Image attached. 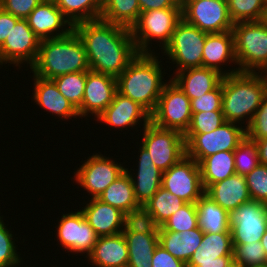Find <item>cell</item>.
Wrapping results in <instances>:
<instances>
[{"mask_svg": "<svg viewBox=\"0 0 267 267\" xmlns=\"http://www.w3.org/2000/svg\"><path fill=\"white\" fill-rule=\"evenodd\" d=\"M97 199L118 208L123 213L140 207L135 198L131 178L126 170Z\"/></svg>", "mask_w": 267, "mask_h": 267, "instance_id": "cell-31", "label": "cell"}, {"mask_svg": "<svg viewBox=\"0 0 267 267\" xmlns=\"http://www.w3.org/2000/svg\"><path fill=\"white\" fill-rule=\"evenodd\" d=\"M63 15L75 24L100 19L102 0H53Z\"/></svg>", "mask_w": 267, "mask_h": 267, "instance_id": "cell-34", "label": "cell"}, {"mask_svg": "<svg viewBox=\"0 0 267 267\" xmlns=\"http://www.w3.org/2000/svg\"><path fill=\"white\" fill-rule=\"evenodd\" d=\"M161 187L186 203H196L205 193L199 164L185 155L170 169L162 172Z\"/></svg>", "mask_w": 267, "mask_h": 267, "instance_id": "cell-15", "label": "cell"}, {"mask_svg": "<svg viewBox=\"0 0 267 267\" xmlns=\"http://www.w3.org/2000/svg\"><path fill=\"white\" fill-rule=\"evenodd\" d=\"M117 92L116 78L92 70L87 71L83 101L78 113L81 119L98 116L111 104ZM90 114V115H89Z\"/></svg>", "mask_w": 267, "mask_h": 267, "instance_id": "cell-17", "label": "cell"}, {"mask_svg": "<svg viewBox=\"0 0 267 267\" xmlns=\"http://www.w3.org/2000/svg\"><path fill=\"white\" fill-rule=\"evenodd\" d=\"M77 211L66 212L56 220L58 225L56 228V238L58 247H63L66 253L70 252L72 255L87 256L91 253L95 243L97 242L98 236L85 220L83 213L80 209ZM86 253V254H85ZM85 254V255H84Z\"/></svg>", "mask_w": 267, "mask_h": 267, "instance_id": "cell-13", "label": "cell"}, {"mask_svg": "<svg viewBox=\"0 0 267 267\" xmlns=\"http://www.w3.org/2000/svg\"><path fill=\"white\" fill-rule=\"evenodd\" d=\"M139 146L136 158L138 160L135 162L137 166L133 164L131 169L125 167V170L131 178L135 198L138 204L143 206L161 187L162 171L154 165L149 152L140 143Z\"/></svg>", "mask_w": 267, "mask_h": 267, "instance_id": "cell-21", "label": "cell"}, {"mask_svg": "<svg viewBox=\"0 0 267 267\" xmlns=\"http://www.w3.org/2000/svg\"><path fill=\"white\" fill-rule=\"evenodd\" d=\"M96 122L116 128V130L119 128L118 131H122L123 128L124 130L128 128L137 130L139 127L143 129L151 122V114L139 103L116 92L113 101L98 116Z\"/></svg>", "mask_w": 267, "mask_h": 267, "instance_id": "cell-18", "label": "cell"}, {"mask_svg": "<svg viewBox=\"0 0 267 267\" xmlns=\"http://www.w3.org/2000/svg\"><path fill=\"white\" fill-rule=\"evenodd\" d=\"M246 136L251 140H259L267 137V94L246 128Z\"/></svg>", "mask_w": 267, "mask_h": 267, "instance_id": "cell-46", "label": "cell"}, {"mask_svg": "<svg viewBox=\"0 0 267 267\" xmlns=\"http://www.w3.org/2000/svg\"><path fill=\"white\" fill-rule=\"evenodd\" d=\"M225 122L222 111L193 113L190 126L185 134L211 133Z\"/></svg>", "mask_w": 267, "mask_h": 267, "instance_id": "cell-43", "label": "cell"}, {"mask_svg": "<svg viewBox=\"0 0 267 267\" xmlns=\"http://www.w3.org/2000/svg\"><path fill=\"white\" fill-rule=\"evenodd\" d=\"M32 77L33 95L31 100L36 103L35 105L44 109V112L46 110L47 115L50 114L53 117L56 115L55 117L63 121L71 118L79 120L78 110L59 92L53 80L40 78L34 74Z\"/></svg>", "mask_w": 267, "mask_h": 267, "instance_id": "cell-23", "label": "cell"}, {"mask_svg": "<svg viewBox=\"0 0 267 267\" xmlns=\"http://www.w3.org/2000/svg\"><path fill=\"white\" fill-rule=\"evenodd\" d=\"M88 199L83 203L85 206L79 208L98 237L115 235L123 231L125 213L97 198Z\"/></svg>", "mask_w": 267, "mask_h": 267, "instance_id": "cell-24", "label": "cell"}, {"mask_svg": "<svg viewBox=\"0 0 267 267\" xmlns=\"http://www.w3.org/2000/svg\"><path fill=\"white\" fill-rule=\"evenodd\" d=\"M89 70L85 46L75 30L63 37L41 40L36 62L30 67V73L50 80Z\"/></svg>", "mask_w": 267, "mask_h": 267, "instance_id": "cell-4", "label": "cell"}, {"mask_svg": "<svg viewBox=\"0 0 267 267\" xmlns=\"http://www.w3.org/2000/svg\"><path fill=\"white\" fill-rule=\"evenodd\" d=\"M245 179L251 199L267 204V165L259 163Z\"/></svg>", "mask_w": 267, "mask_h": 267, "instance_id": "cell-44", "label": "cell"}, {"mask_svg": "<svg viewBox=\"0 0 267 267\" xmlns=\"http://www.w3.org/2000/svg\"><path fill=\"white\" fill-rule=\"evenodd\" d=\"M191 119L190 99L170 79L163 88L155 111L151 114V122L159 128L176 130L184 135Z\"/></svg>", "mask_w": 267, "mask_h": 267, "instance_id": "cell-11", "label": "cell"}, {"mask_svg": "<svg viewBox=\"0 0 267 267\" xmlns=\"http://www.w3.org/2000/svg\"><path fill=\"white\" fill-rule=\"evenodd\" d=\"M85 46L90 70L117 78L138 55L131 30L102 19L74 25Z\"/></svg>", "mask_w": 267, "mask_h": 267, "instance_id": "cell-1", "label": "cell"}, {"mask_svg": "<svg viewBox=\"0 0 267 267\" xmlns=\"http://www.w3.org/2000/svg\"><path fill=\"white\" fill-rule=\"evenodd\" d=\"M234 51L239 72H267V19L233 24Z\"/></svg>", "mask_w": 267, "mask_h": 267, "instance_id": "cell-5", "label": "cell"}, {"mask_svg": "<svg viewBox=\"0 0 267 267\" xmlns=\"http://www.w3.org/2000/svg\"><path fill=\"white\" fill-rule=\"evenodd\" d=\"M257 145L259 163L267 165V137L259 140H253Z\"/></svg>", "mask_w": 267, "mask_h": 267, "instance_id": "cell-51", "label": "cell"}, {"mask_svg": "<svg viewBox=\"0 0 267 267\" xmlns=\"http://www.w3.org/2000/svg\"><path fill=\"white\" fill-rule=\"evenodd\" d=\"M128 259V245L121 232L98 237L91 253L84 260L92 267H127Z\"/></svg>", "mask_w": 267, "mask_h": 267, "instance_id": "cell-25", "label": "cell"}, {"mask_svg": "<svg viewBox=\"0 0 267 267\" xmlns=\"http://www.w3.org/2000/svg\"><path fill=\"white\" fill-rule=\"evenodd\" d=\"M105 156L101 152L93 153L77 167L73 179L77 186L83 188L84 193L91 195L92 198H98L100 194L112 183L118 176L125 171V164L117 162V158Z\"/></svg>", "mask_w": 267, "mask_h": 267, "instance_id": "cell-10", "label": "cell"}, {"mask_svg": "<svg viewBox=\"0 0 267 267\" xmlns=\"http://www.w3.org/2000/svg\"><path fill=\"white\" fill-rule=\"evenodd\" d=\"M87 71L68 73L52 79L59 92L78 110L81 107Z\"/></svg>", "mask_w": 267, "mask_h": 267, "instance_id": "cell-37", "label": "cell"}, {"mask_svg": "<svg viewBox=\"0 0 267 267\" xmlns=\"http://www.w3.org/2000/svg\"><path fill=\"white\" fill-rule=\"evenodd\" d=\"M159 226L155 223L153 215L140 206L124 215V228L122 232L158 233Z\"/></svg>", "mask_w": 267, "mask_h": 267, "instance_id": "cell-41", "label": "cell"}, {"mask_svg": "<svg viewBox=\"0 0 267 267\" xmlns=\"http://www.w3.org/2000/svg\"><path fill=\"white\" fill-rule=\"evenodd\" d=\"M201 179L206 189L236 173L234 151H223L205 157L200 163Z\"/></svg>", "mask_w": 267, "mask_h": 267, "instance_id": "cell-32", "label": "cell"}, {"mask_svg": "<svg viewBox=\"0 0 267 267\" xmlns=\"http://www.w3.org/2000/svg\"><path fill=\"white\" fill-rule=\"evenodd\" d=\"M23 263H24V261H23L21 264H18V265L14 266V267H20ZM24 264L26 265V267H28L27 264H26V262H25ZM24 267H25V266H24ZM33 267H34V266H33Z\"/></svg>", "mask_w": 267, "mask_h": 267, "instance_id": "cell-54", "label": "cell"}, {"mask_svg": "<svg viewBox=\"0 0 267 267\" xmlns=\"http://www.w3.org/2000/svg\"><path fill=\"white\" fill-rule=\"evenodd\" d=\"M229 267H245V266H242V265H239V264L233 262Z\"/></svg>", "mask_w": 267, "mask_h": 267, "instance_id": "cell-53", "label": "cell"}, {"mask_svg": "<svg viewBox=\"0 0 267 267\" xmlns=\"http://www.w3.org/2000/svg\"><path fill=\"white\" fill-rule=\"evenodd\" d=\"M246 137V128L234 122H225L211 133L184 134L186 155L198 164L212 154L235 151Z\"/></svg>", "mask_w": 267, "mask_h": 267, "instance_id": "cell-9", "label": "cell"}, {"mask_svg": "<svg viewBox=\"0 0 267 267\" xmlns=\"http://www.w3.org/2000/svg\"><path fill=\"white\" fill-rule=\"evenodd\" d=\"M205 194L228 212L252 200L245 176L236 173L222 181L209 185L205 189Z\"/></svg>", "mask_w": 267, "mask_h": 267, "instance_id": "cell-27", "label": "cell"}, {"mask_svg": "<svg viewBox=\"0 0 267 267\" xmlns=\"http://www.w3.org/2000/svg\"><path fill=\"white\" fill-rule=\"evenodd\" d=\"M232 244L261 241L267 230V204L250 200L229 212Z\"/></svg>", "mask_w": 267, "mask_h": 267, "instance_id": "cell-16", "label": "cell"}, {"mask_svg": "<svg viewBox=\"0 0 267 267\" xmlns=\"http://www.w3.org/2000/svg\"><path fill=\"white\" fill-rule=\"evenodd\" d=\"M139 133L142 140L136 143H140L149 152L154 165L162 172L186 155L184 135L179 131L162 129L150 122Z\"/></svg>", "mask_w": 267, "mask_h": 267, "instance_id": "cell-8", "label": "cell"}, {"mask_svg": "<svg viewBox=\"0 0 267 267\" xmlns=\"http://www.w3.org/2000/svg\"><path fill=\"white\" fill-rule=\"evenodd\" d=\"M233 261L245 267L267 266V255L261 242L233 244Z\"/></svg>", "mask_w": 267, "mask_h": 267, "instance_id": "cell-40", "label": "cell"}, {"mask_svg": "<svg viewBox=\"0 0 267 267\" xmlns=\"http://www.w3.org/2000/svg\"><path fill=\"white\" fill-rule=\"evenodd\" d=\"M260 242H261V245L263 246V249L265 250V253L267 255V230L264 233V235L262 236Z\"/></svg>", "mask_w": 267, "mask_h": 267, "instance_id": "cell-52", "label": "cell"}, {"mask_svg": "<svg viewBox=\"0 0 267 267\" xmlns=\"http://www.w3.org/2000/svg\"><path fill=\"white\" fill-rule=\"evenodd\" d=\"M168 75L190 100L211 92L223 78L217 70L206 67L188 68L172 74V77Z\"/></svg>", "mask_w": 267, "mask_h": 267, "instance_id": "cell-26", "label": "cell"}, {"mask_svg": "<svg viewBox=\"0 0 267 267\" xmlns=\"http://www.w3.org/2000/svg\"><path fill=\"white\" fill-rule=\"evenodd\" d=\"M19 19L20 18L5 12L0 7V46L4 43L6 37L10 34L12 26H15L16 22Z\"/></svg>", "mask_w": 267, "mask_h": 267, "instance_id": "cell-50", "label": "cell"}, {"mask_svg": "<svg viewBox=\"0 0 267 267\" xmlns=\"http://www.w3.org/2000/svg\"><path fill=\"white\" fill-rule=\"evenodd\" d=\"M198 226L204 233L230 232L229 212L205 193L195 203Z\"/></svg>", "mask_w": 267, "mask_h": 267, "instance_id": "cell-29", "label": "cell"}, {"mask_svg": "<svg viewBox=\"0 0 267 267\" xmlns=\"http://www.w3.org/2000/svg\"><path fill=\"white\" fill-rule=\"evenodd\" d=\"M204 232L199 228L183 231H158L159 244L175 258L187 264L202 242Z\"/></svg>", "mask_w": 267, "mask_h": 267, "instance_id": "cell-28", "label": "cell"}, {"mask_svg": "<svg viewBox=\"0 0 267 267\" xmlns=\"http://www.w3.org/2000/svg\"><path fill=\"white\" fill-rule=\"evenodd\" d=\"M226 66L232 68L229 70ZM203 67L217 70L223 76L239 72L232 30L221 33H207L203 47Z\"/></svg>", "mask_w": 267, "mask_h": 267, "instance_id": "cell-22", "label": "cell"}, {"mask_svg": "<svg viewBox=\"0 0 267 267\" xmlns=\"http://www.w3.org/2000/svg\"><path fill=\"white\" fill-rule=\"evenodd\" d=\"M151 267H186V264L158 244L153 252Z\"/></svg>", "mask_w": 267, "mask_h": 267, "instance_id": "cell-48", "label": "cell"}, {"mask_svg": "<svg viewBox=\"0 0 267 267\" xmlns=\"http://www.w3.org/2000/svg\"><path fill=\"white\" fill-rule=\"evenodd\" d=\"M266 94L265 73L238 72L223 76L222 112L225 121L247 128Z\"/></svg>", "mask_w": 267, "mask_h": 267, "instance_id": "cell-3", "label": "cell"}, {"mask_svg": "<svg viewBox=\"0 0 267 267\" xmlns=\"http://www.w3.org/2000/svg\"><path fill=\"white\" fill-rule=\"evenodd\" d=\"M184 204H186L184 200L160 187L143 206L153 215L155 223L161 227Z\"/></svg>", "mask_w": 267, "mask_h": 267, "instance_id": "cell-35", "label": "cell"}, {"mask_svg": "<svg viewBox=\"0 0 267 267\" xmlns=\"http://www.w3.org/2000/svg\"><path fill=\"white\" fill-rule=\"evenodd\" d=\"M128 245L127 267H151L153 252L159 244L158 233L123 232Z\"/></svg>", "mask_w": 267, "mask_h": 267, "instance_id": "cell-30", "label": "cell"}, {"mask_svg": "<svg viewBox=\"0 0 267 267\" xmlns=\"http://www.w3.org/2000/svg\"><path fill=\"white\" fill-rule=\"evenodd\" d=\"M43 0H0V7L20 19H26Z\"/></svg>", "mask_w": 267, "mask_h": 267, "instance_id": "cell-47", "label": "cell"}, {"mask_svg": "<svg viewBox=\"0 0 267 267\" xmlns=\"http://www.w3.org/2000/svg\"><path fill=\"white\" fill-rule=\"evenodd\" d=\"M234 159L236 174L245 176L250 173L259 164L255 141L246 136L234 151Z\"/></svg>", "mask_w": 267, "mask_h": 267, "instance_id": "cell-42", "label": "cell"}, {"mask_svg": "<svg viewBox=\"0 0 267 267\" xmlns=\"http://www.w3.org/2000/svg\"><path fill=\"white\" fill-rule=\"evenodd\" d=\"M3 216L0 215V267H14L21 264L24 257L21 256L18 251L19 247L16 245L19 243L18 237H16L18 234L11 231V226L4 222L6 219H3Z\"/></svg>", "mask_w": 267, "mask_h": 267, "instance_id": "cell-38", "label": "cell"}, {"mask_svg": "<svg viewBox=\"0 0 267 267\" xmlns=\"http://www.w3.org/2000/svg\"><path fill=\"white\" fill-rule=\"evenodd\" d=\"M40 43V38L29 27L27 20L19 19L0 46V67L6 68L12 64V67L20 70L22 65L25 68L27 64L26 68L29 70L36 62Z\"/></svg>", "mask_w": 267, "mask_h": 267, "instance_id": "cell-12", "label": "cell"}, {"mask_svg": "<svg viewBox=\"0 0 267 267\" xmlns=\"http://www.w3.org/2000/svg\"><path fill=\"white\" fill-rule=\"evenodd\" d=\"M198 216L195 203H186L178 211L174 212L158 231H171L181 233L183 231L197 228Z\"/></svg>", "mask_w": 267, "mask_h": 267, "instance_id": "cell-39", "label": "cell"}, {"mask_svg": "<svg viewBox=\"0 0 267 267\" xmlns=\"http://www.w3.org/2000/svg\"><path fill=\"white\" fill-rule=\"evenodd\" d=\"M233 23L267 19V0H227Z\"/></svg>", "mask_w": 267, "mask_h": 267, "instance_id": "cell-36", "label": "cell"}, {"mask_svg": "<svg viewBox=\"0 0 267 267\" xmlns=\"http://www.w3.org/2000/svg\"><path fill=\"white\" fill-rule=\"evenodd\" d=\"M182 19V8L154 9L141 12L130 28L138 53L161 52L170 43L177 23ZM155 41L156 43H153ZM160 43V44H159ZM158 50H154L158 46Z\"/></svg>", "mask_w": 267, "mask_h": 267, "instance_id": "cell-6", "label": "cell"}, {"mask_svg": "<svg viewBox=\"0 0 267 267\" xmlns=\"http://www.w3.org/2000/svg\"><path fill=\"white\" fill-rule=\"evenodd\" d=\"M160 58L158 52L138 53L116 78L117 92L139 103L150 114L155 111L163 88L170 81V78L164 79L167 68L163 67Z\"/></svg>", "mask_w": 267, "mask_h": 267, "instance_id": "cell-2", "label": "cell"}, {"mask_svg": "<svg viewBox=\"0 0 267 267\" xmlns=\"http://www.w3.org/2000/svg\"><path fill=\"white\" fill-rule=\"evenodd\" d=\"M182 0H138L140 11H150L154 9L182 8Z\"/></svg>", "mask_w": 267, "mask_h": 267, "instance_id": "cell-49", "label": "cell"}, {"mask_svg": "<svg viewBox=\"0 0 267 267\" xmlns=\"http://www.w3.org/2000/svg\"><path fill=\"white\" fill-rule=\"evenodd\" d=\"M206 36V32L187 23L183 18L177 23L170 43L161 52L168 57L166 59L169 61L165 63H173V69L176 67L173 74L188 68L203 67Z\"/></svg>", "mask_w": 267, "mask_h": 267, "instance_id": "cell-7", "label": "cell"}, {"mask_svg": "<svg viewBox=\"0 0 267 267\" xmlns=\"http://www.w3.org/2000/svg\"><path fill=\"white\" fill-rule=\"evenodd\" d=\"M140 13L138 0H102L100 19L130 29Z\"/></svg>", "mask_w": 267, "mask_h": 267, "instance_id": "cell-33", "label": "cell"}, {"mask_svg": "<svg viewBox=\"0 0 267 267\" xmlns=\"http://www.w3.org/2000/svg\"><path fill=\"white\" fill-rule=\"evenodd\" d=\"M182 18L206 33L230 31L227 0H182Z\"/></svg>", "mask_w": 267, "mask_h": 267, "instance_id": "cell-14", "label": "cell"}, {"mask_svg": "<svg viewBox=\"0 0 267 267\" xmlns=\"http://www.w3.org/2000/svg\"><path fill=\"white\" fill-rule=\"evenodd\" d=\"M191 110L193 113L222 111V80L221 83L211 92L191 99Z\"/></svg>", "mask_w": 267, "mask_h": 267, "instance_id": "cell-45", "label": "cell"}, {"mask_svg": "<svg viewBox=\"0 0 267 267\" xmlns=\"http://www.w3.org/2000/svg\"><path fill=\"white\" fill-rule=\"evenodd\" d=\"M26 20L40 40L63 37L74 30L53 0H43Z\"/></svg>", "mask_w": 267, "mask_h": 267, "instance_id": "cell-20", "label": "cell"}, {"mask_svg": "<svg viewBox=\"0 0 267 267\" xmlns=\"http://www.w3.org/2000/svg\"><path fill=\"white\" fill-rule=\"evenodd\" d=\"M233 262L231 232L204 233L186 267H229Z\"/></svg>", "mask_w": 267, "mask_h": 267, "instance_id": "cell-19", "label": "cell"}]
</instances>
